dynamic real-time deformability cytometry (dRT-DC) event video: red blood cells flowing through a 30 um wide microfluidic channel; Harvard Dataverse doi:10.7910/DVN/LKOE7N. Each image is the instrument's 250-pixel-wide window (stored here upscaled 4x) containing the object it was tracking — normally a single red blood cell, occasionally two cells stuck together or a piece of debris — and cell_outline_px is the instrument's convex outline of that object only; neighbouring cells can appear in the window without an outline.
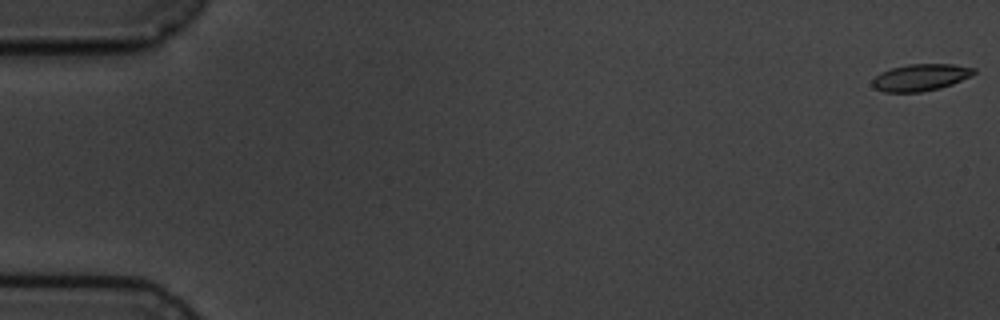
{"species": "common noctule bat (a hibernating species)", "species_latin": "Nyctalus noctula", "temperature_condition": "cold", "stored_images_in_passage": 8, "camera_frame_rate_fps": 3000, "um_per_image_px": 0.085, "animal": {"sex": "male", "body_mass_g": 19.5, "forearm_length_mm": 54.6}, "frame": {"image": 1, "passage_image": 1, "time_ms": 0.0, "image_size_px": [1000, 320], "cell_outline_px": [[976, 72], [952, 84], [940, 88], [920, 92], [884, 92], [876, 88], [872, 84], [872, 80], [880, 72], [892, 68], [908, 64], [952, 64], [976, 68]], "centroid_in_image_um": [78.23, 6.57], "position_along_channel_um": 6.8, "area_um2": 15.72}}
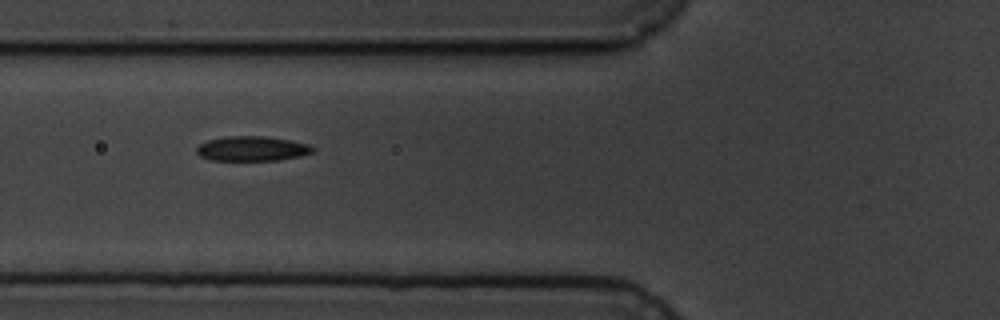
{"frame": {"image": 2, "passage_image": 7, "time_ms": 7.0, "image_size_px": [1000, 320], "cell_outline_px": [[316, 148], [312, 152], [300, 156], [280, 160], [208, 160], [200, 156], [196, 152], [196, 148], [200, 144], [208, 140], [228, 136], [264, 136], [292, 140], [308, 144]], "centroid_in_image_um": [21.43, 12.63], "position_along_channel_um": 104.4, "area_um2": 16.82}}
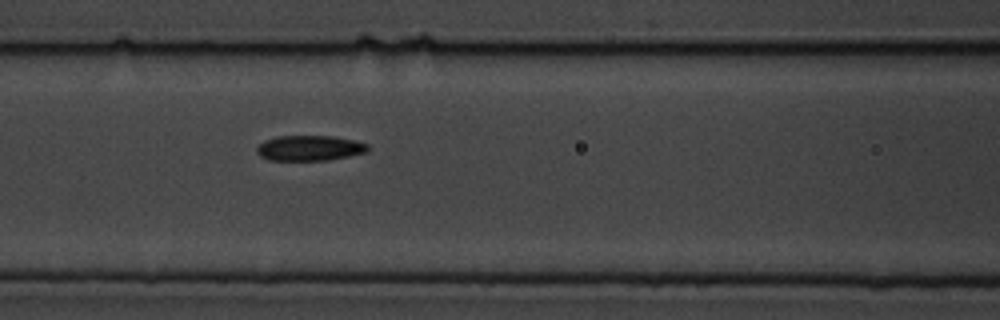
{"frame": {"image": 3, "passage_image": 8, "time_ms": 8.0, "image_size_px": [1000, 320], "cell_outline_px": [[368, 152], [328, 160], [268, 160], [260, 156], [256, 152], [256, 148], [264, 140], [276, 136], [332, 136], [352, 140], [368, 144]], "centroid_in_image_um": [26.28, 12.59], "position_along_channel_um": 140.3, "area_um2": 16.36}}